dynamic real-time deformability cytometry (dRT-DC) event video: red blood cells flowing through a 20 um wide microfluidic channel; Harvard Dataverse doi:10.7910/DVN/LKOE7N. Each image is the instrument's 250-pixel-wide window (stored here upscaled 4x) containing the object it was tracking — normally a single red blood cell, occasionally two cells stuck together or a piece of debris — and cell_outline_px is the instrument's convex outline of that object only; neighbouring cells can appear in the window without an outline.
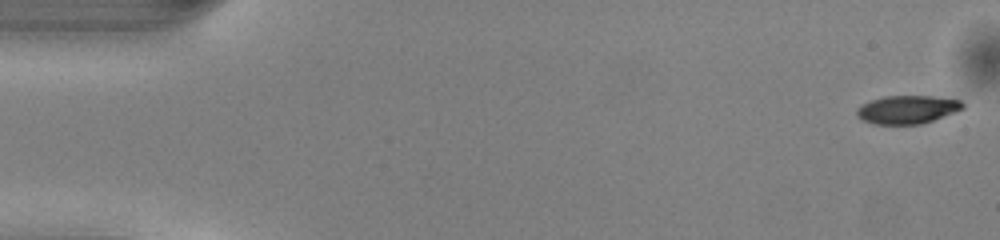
{"species": "common noctule bat (a hibernating species)", "species_latin": "Nyctalus noctula", "temperature_condition": "warm", "stored_images_in_passage": 50, "camera_frame_rate_fps": 3000, "um_per_image_px": 0.085, "animal": {"sex": "male", "body_mass_g": 13.0, "forearm_length_mm": 53.1}, "frame": {"image": 1, "passage_image": 1, "time_ms": 0.0, "image_size_px": [1000, 240], "cell_outline_px": [[964, 108], [932, 120], [920, 124], [876, 124], [864, 120], [856, 116], [856, 108], [860, 104], [884, 96], [932, 96], [960, 100], [964, 104]], "centroid_in_image_um": [77.08, 9.3], "position_along_channel_um": 7.9, "area_um2": 17.28}}
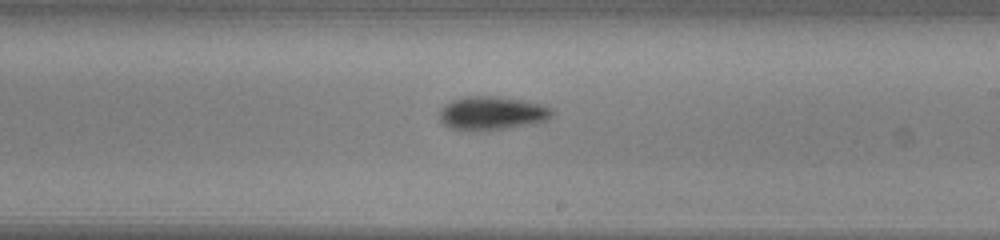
{"frame": {"image": 2, "passage_image": 29, "time_ms": 9.333, "image_size_px": [1000, 240], "cell_outline_px": [[552, 116], [544, 120], [532, 124], [504, 128], [452, 128], [444, 124], [440, 120], [440, 112], [452, 100], [464, 96], [496, 96], [524, 100], [540, 104], [552, 108]], "centroid_in_image_um": [41.86, 9.57], "position_along_channel_um": 247.1, "area_um2": 21.1}}
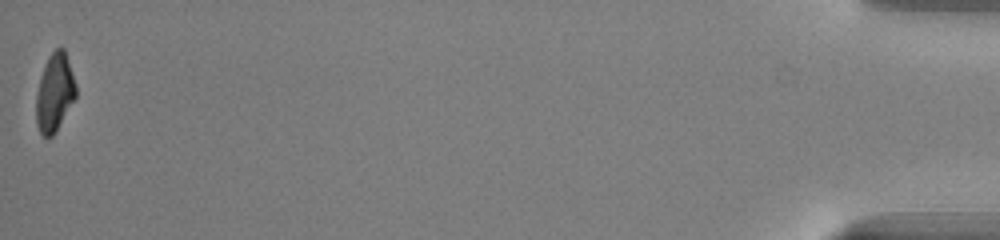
{"frame": {"image": 3, "passage_image": 50, "time_ms": 16.333, "image_size_px": [1000, 240], "cell_outline_px": [[76, 96], [56, 132], [52, 136], [44, 136], [40, 132], [36, 124], [36, 96], [40, 76], [48, 56], [56, 48], [64, 48], [76, 84]], "centroid_in_image_um": [4.64, 7.87], "position_along_channel_um": 430.6, "area_um2": 17.98}, "authors_computed_cell_mechanics": {"area_um2": 19.363, "velocity_mm_per_s": 4.0928, "shape_relaxation_time_tau1_ms": 1.9709, "shape_relaxation_time_tau2_ms": null, "deformation_change_tau1": 0.1152, "deformation_change_tau2": null}}